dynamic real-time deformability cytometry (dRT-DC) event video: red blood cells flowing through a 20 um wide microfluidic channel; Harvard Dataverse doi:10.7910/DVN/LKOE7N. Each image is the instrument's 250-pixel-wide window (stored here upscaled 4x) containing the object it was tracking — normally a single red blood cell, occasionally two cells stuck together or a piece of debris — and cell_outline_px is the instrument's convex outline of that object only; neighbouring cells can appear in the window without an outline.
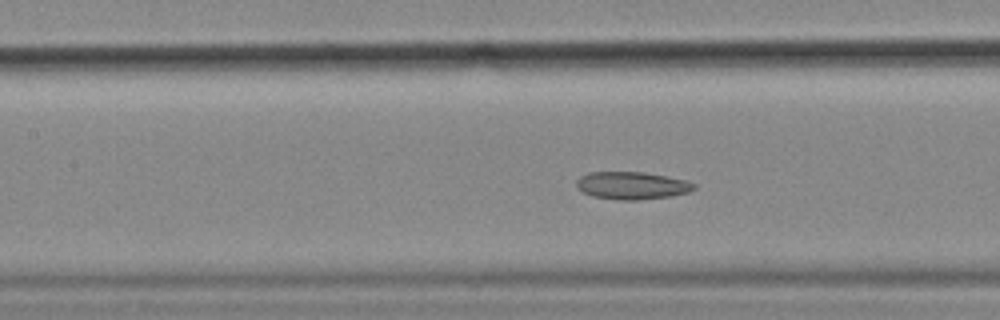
{"species": "common noctule bat (a hibernating species)", "species_latin": "Nyctalus noctula", "temperature_condition": "cold", "stored_images_in_passage": 12, "camera_frame_rate_fps": 3000, "um_per_image_px": 0.085, "animal": {"sex": "female", "body_mass_g": 18.4}, "frame": {"image": 1, "passage_image": 10, "time_ms": 3.0, "image_size_px": [1000, 320], "cell_outline_px": [[696, 188], [688, 192], [672, 196], [636, 200], [620, 200], [592, 196], [576, 188], [576, 180], [580, 176], [588, 172], [644, 172], [668, 176], [684, 180], [696, 184]], "centroid_in_image_um": [53.7, 15.76], "position_along_channel_um": 153.7, "area_um2": 18.96}}